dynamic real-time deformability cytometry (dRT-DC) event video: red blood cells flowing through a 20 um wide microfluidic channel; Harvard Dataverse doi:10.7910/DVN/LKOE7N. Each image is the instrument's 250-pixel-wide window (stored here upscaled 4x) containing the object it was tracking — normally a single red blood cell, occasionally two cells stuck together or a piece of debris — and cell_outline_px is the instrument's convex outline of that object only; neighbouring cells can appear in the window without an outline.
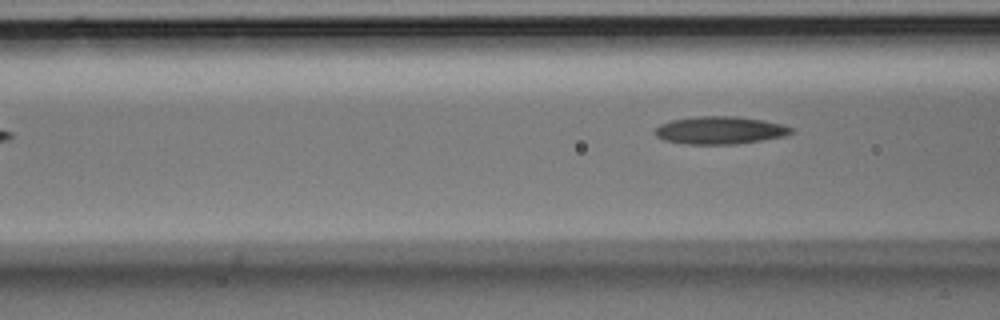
{"species": "Egyptian fruit bat (a non-hibernating species)", "species_latin": "Rousettus aegyptiacus", "temperature_condition": "room temperature", "stored_images_in_passage": 5, "segment_of_instrument_passage": [2, 2], "camera_frame_rate_fps": 3000, "um_per_image_px": 0.085, "animal": {"sex": "male"}, "frame": {"image": 1, "passage_image": 5, "time_ms": 1.333, "image_size_px": [1000, 320], "cell_outline_px": [[792, 132], [788, 136], [736, 144], [684, 144], [664, 140], [656, 136], [656, 128], [660, 124], [672, 120], [696, 116], [736, 116], [764, 120], [780, 124], [792, 128]], "centroid_in_image_um": [61.2, 11.07], "position_along_channel_um": 105.4, "area_um2": 21.96}}